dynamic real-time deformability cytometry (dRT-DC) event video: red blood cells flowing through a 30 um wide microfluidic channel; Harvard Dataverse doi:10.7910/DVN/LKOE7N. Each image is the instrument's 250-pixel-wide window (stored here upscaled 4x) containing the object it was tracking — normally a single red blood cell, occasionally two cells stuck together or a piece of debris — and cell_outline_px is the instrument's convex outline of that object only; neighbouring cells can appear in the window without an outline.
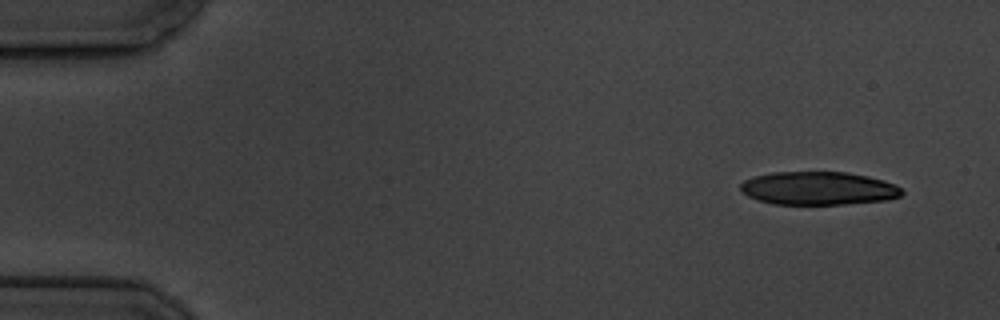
{"species": "common noctule bat (a hibernating species)", "species_latin": "Nyctalus noctula", "temperature_condition": "cold", "stored_images_in_passage": 6, "camera_frame_rate_fps": 3000, "um_per_image_px": 0.085, "animal": {"sex": "male", "body_mass_g": 19.5, "forearm_length_mm": 54.6}, "frame": {"image": 1, "passage_image": 1, "time_ms": 0.0, "image_size_px": [1000, 320], "cell_outline_px": [[904, 192], [900, 196], [888, 200], [844, 204], [776, 204], [760, 200], [748, 196], [740, 188], [740, 184], [744, 180], [752, 176], [772, 172], [848, 172], [868, 176], [884, 180], [896, 184]], "centroid_in_image_um": [69.59, 16.0], "position_along_channel_um": 15.4, "area_um2": 31.33}}